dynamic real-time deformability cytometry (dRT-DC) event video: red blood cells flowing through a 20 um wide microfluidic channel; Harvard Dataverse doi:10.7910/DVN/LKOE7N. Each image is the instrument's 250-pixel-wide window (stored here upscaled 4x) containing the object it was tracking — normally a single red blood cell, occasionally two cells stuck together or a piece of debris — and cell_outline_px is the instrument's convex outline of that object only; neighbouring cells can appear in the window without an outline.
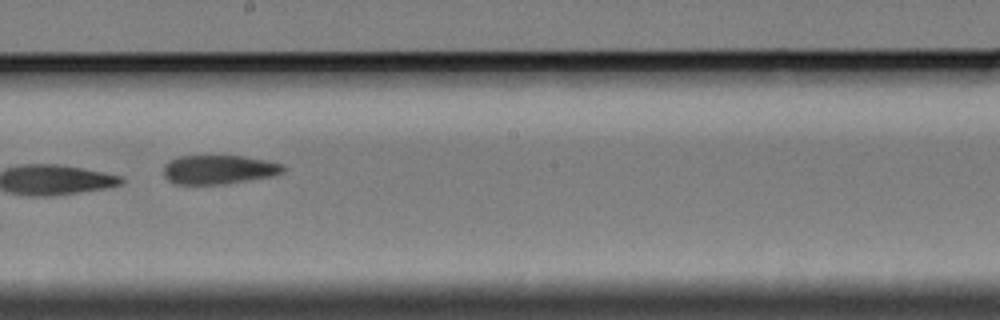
{"species": "Egyptian fruit bat (a non-hibernating species)", "species_latin": "Rousettus aegyptiacus", "temperature_condition": "cold", "stored_images_in_passage": 11, "camera_frame_rate_fps": 3000, "um_per_image_px": 0.085, "animal": {"sex": "female"}, "frame": {"image": 1, "passage_image": 7, "time_ms": 8.333, "image_size_px": [1000, 320], "cell_outline_px": [[284, 172], [268, 176], [224, 184], [172, 184], [164, 176], [164, 164], [168, 160], [180, 156], [244, 156], [264, 160], [280, 164], [284, 168]], "centroid_in_image_um": [18.5, 14.41], "position_along_channel_um": 229.7, "area_um2": 20.0}, "authors_computed_cell_mechanics": {"area_um2": 21.964, "velocity_mm_per_s": 3.3795, "shape_relaxation_time_tau1_ms": 4.0624, "shape_relaxation_time_tau2_ms": null, "deformation_change_tau1": 0.1684, "deformation_change_tau2": null}}